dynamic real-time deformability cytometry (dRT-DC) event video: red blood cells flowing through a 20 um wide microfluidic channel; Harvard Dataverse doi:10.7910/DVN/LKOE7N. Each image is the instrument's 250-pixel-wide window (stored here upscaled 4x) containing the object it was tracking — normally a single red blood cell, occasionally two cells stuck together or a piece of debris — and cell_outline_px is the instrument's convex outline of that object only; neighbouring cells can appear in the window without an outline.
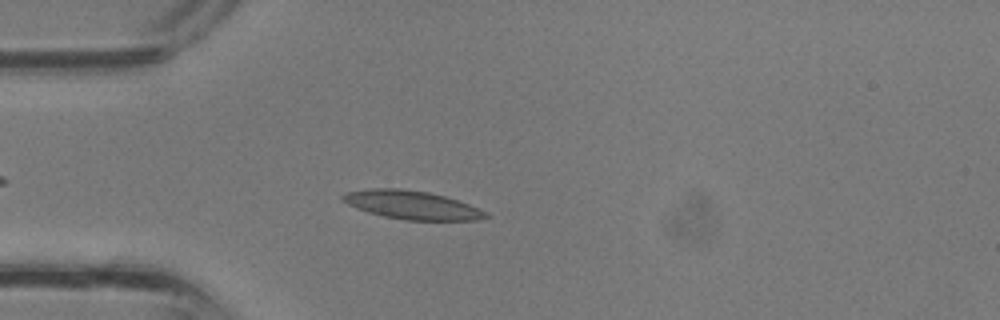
{"species": "common noctule bat (a hibernating species)", "species_latin": "Nyctalus noctula", "temperature_condition": "room temperature", "stored_images_in_passage": 13, "camera_frame_rate_fps": 3000, "um_per_image_px": 0.085, "animal": {"sex": "male", "body_mass_g": 13.3}, "frame": {"image": 1, "passage_image": 4, "time_ms": 1.0, "image_size_px": [1000, 320], "cell_outline_px": [[492, 216], [476, 220], [404, 220], [384, 216], [368, 212], [356, 208], [340, 200], [340, 196], [348, 192], [372, 188], [400, 188], [428, 192], [444, 196], [468, 204], [488, 212]], "centroid_in_image_um": [35.01, 17.42], "position_along_channel_um": 50.0, "area_um2": 23.7}}
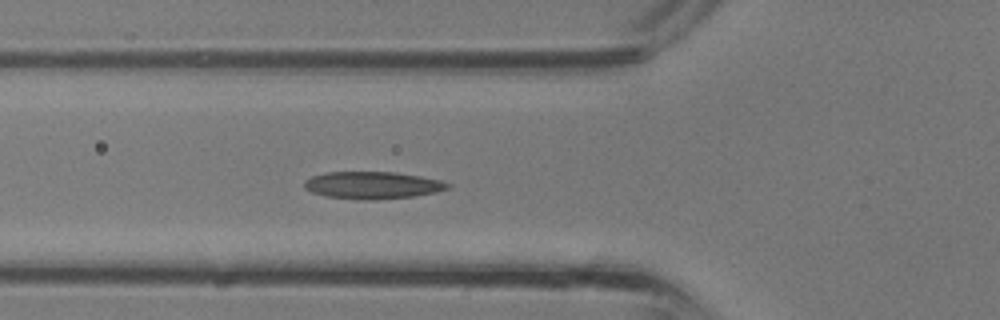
{"frame": {"image": 2, "passage_image": 7, "time_ms": 2.0, "image_size_px": [1000, 320], "cell_outline_px": [[452, 188], [436, 192], [416, 196], [376, 200], [360, 200], [324, 196], [312, 192], [304, 188], [304, 180], [312, 176], [324, 172], [396, 172], [420, 176], [440, 180], [452, 184]], "centroid_in_image_um": [31.68, 15.75], "position_along_channel_um": 94.1, "area_um2": 23.12}}